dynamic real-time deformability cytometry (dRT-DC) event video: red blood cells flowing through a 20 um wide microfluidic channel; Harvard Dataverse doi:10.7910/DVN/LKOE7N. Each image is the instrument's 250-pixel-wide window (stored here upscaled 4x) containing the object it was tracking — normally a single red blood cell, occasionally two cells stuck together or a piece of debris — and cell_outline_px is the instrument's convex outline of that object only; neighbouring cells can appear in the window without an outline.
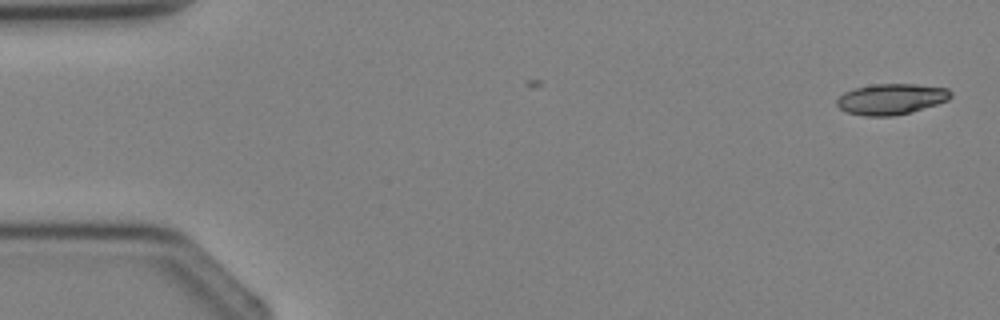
{"species": "Egyptian fruit bat (a non-hibernating species)", "species_latin": "Rousettus aegyptiacus", "temperature_condition": "cold", "stored_images_in_passage": 4, "segment_of_instrument_passage": [2, 2], "camera_frame_rate_fps": 3000, "um_per_image_px": 0.085, "animal": {"sex": "female"}, "frame": {"image": 1, "passage_image": 4, "time_ms": 4.333, "image_size_px": [1000, 320], "cell_outline_px": [[952, 96], [948, 100], [912, 112], [892, 116], [864, 116], [844, 112], [836, 104], [836, 100], [844, 92], [856, 88], [872, 84], [916, 84], [948, 88], [952, 92]], "centroid_in_image_um": [75.75, 8.42], "position_along_channel_um": 9.3, "area_um2": 20.58}}